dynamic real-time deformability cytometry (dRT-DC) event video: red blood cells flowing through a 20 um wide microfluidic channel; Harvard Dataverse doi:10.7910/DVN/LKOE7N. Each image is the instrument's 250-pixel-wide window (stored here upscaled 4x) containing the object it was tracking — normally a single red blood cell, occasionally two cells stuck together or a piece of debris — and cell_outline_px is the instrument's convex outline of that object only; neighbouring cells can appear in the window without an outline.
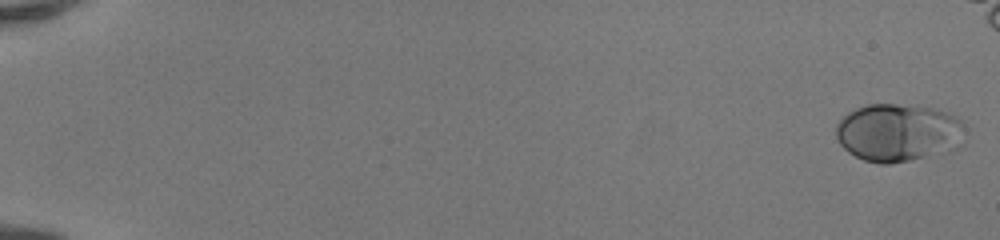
{"species": "human", "species_latin": "Homo sapiens", "temperature_condition": "room temperature", "stored_images_in_passage": 47, "camera_frame_rate_fps": 3000, "um_per_image_px": 0.085, "donor": {"sex": "female"}, "frame": {"image": 1, "passage_image": 1, "time_ms": 0.0, "image_size_px": [1000, 240], "cell_outline_px": [[964, 124], [956, 148], [948, 152], [888, 164], [880, 164], [864, 160], [848, 152], [840, 144], [836, 136], [836, 124], [848, 112], [856, 108], [868, 104], [896, 104], [936, 108], [948, 112], [956, 116]], "centroid_in_image_um": [76.31, 11.26], "position_along_channel_um": 8.7, "area_um2": 43.35}}
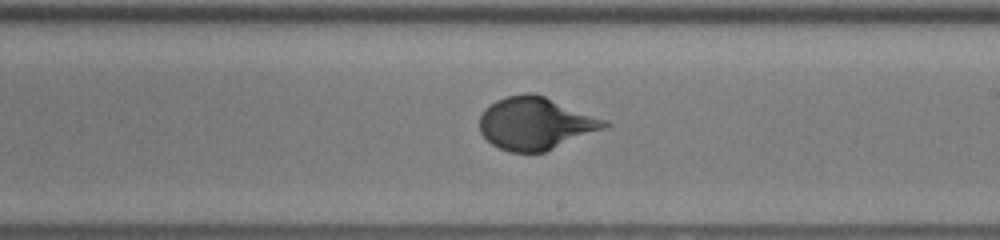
{"frame": {"image": 2, "passage_image": 32, "time_ms": 10.333, "image_size_px": [1000, 240], "cell_outline_px": [[612, 124], [608, 128], [544, 152], [508, 152], [492, 144], [480, 132], [480, 116], [484, 108], [496, 100], [508, 96], [524, 92], [532, 92], [544, 96], [608, 120]], "centroid_in_image_um": [45.56, 10.48], "position_along_channel_um": 243.4, "area_um2": 38.44}}
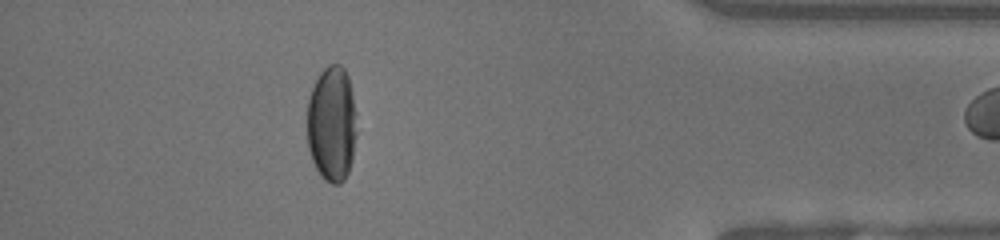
{"frame": {"image": 3, "passage_image": 46, "time_ms": 15.0, "image_size_px": [1000, 240], "cell_outline_px": [[356, 136], [352, 160], [348, 172], [344, 180], [340, 184], [332, 184], [324, 180], [320, 176], [312, 160], [308, 148], [308, 100], [312, 88], [320, 72], [328, 64], [340, 64], [344, 68], [348, 76], [352, 92], [356, 112]], "centroid_in_image_um": [28.22, 10.54], "position_along_channel_um": 407.0, "area_um2": 33.7}}